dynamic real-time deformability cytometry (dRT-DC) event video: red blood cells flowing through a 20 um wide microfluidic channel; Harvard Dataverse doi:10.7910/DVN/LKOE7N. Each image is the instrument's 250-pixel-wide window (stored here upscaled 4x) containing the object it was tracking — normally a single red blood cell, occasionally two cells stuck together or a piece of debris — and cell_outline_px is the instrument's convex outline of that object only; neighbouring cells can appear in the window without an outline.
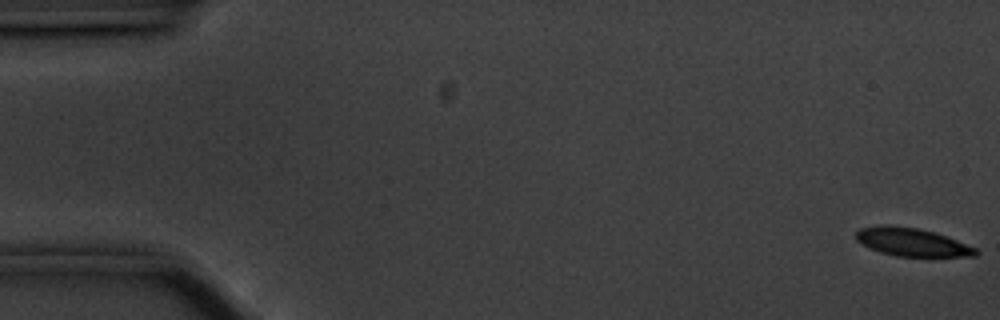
{"species": "common noctule bat (a hibernating species)", "species_latin": "Nyctalus noctula", "temperature_condition": "cold", "stored_images_in_passage": 57, "camera_frame_rate_fps": 3000, "um_per_image_px": 0.085, "animal": {"sex": "male", "body_mass_g": 20.1, "forearm_length_mm": 53.5}, "frame": {"image": 1, "passage_image": 1, "time_ms": 0.0, "image_size_px": [1000, 320], "cell_outline_px": [[980, 252], [976, 256], [896, 256], [880, 252], [868, 248], [856, 240], [856, 232], [860, 228], [884, 224], [888, 224], [920, 228], [956, 240], [976, 248]], "centroid_in_image_um": [77.47, 20.57], "position_along_channel_um": 7.5, "area_um2": 19.59}}
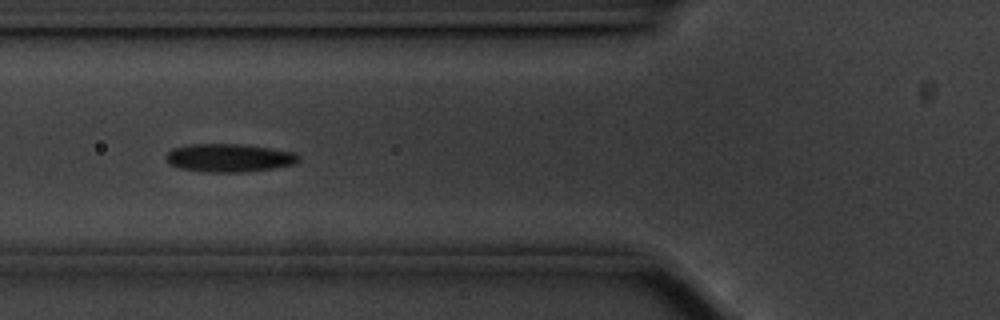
{"frame": {"image": 2, "passage_image": 21, "time_ms": 6.667, "image_size_px": [1000, 320], "cell_outline_px": [[300, 160], [292, 164], [272, 168], [244, 172], [200, 172], [180, 168], [168, 164], [164, 156], [172, 148], [188, 144], [240, 144], [272, 148], [296, 152], [300, 156]], "centroid_in_image_um": [19.44, 13.41], "position_along_channel_um": 106.4, "area_um2": 22.02}}
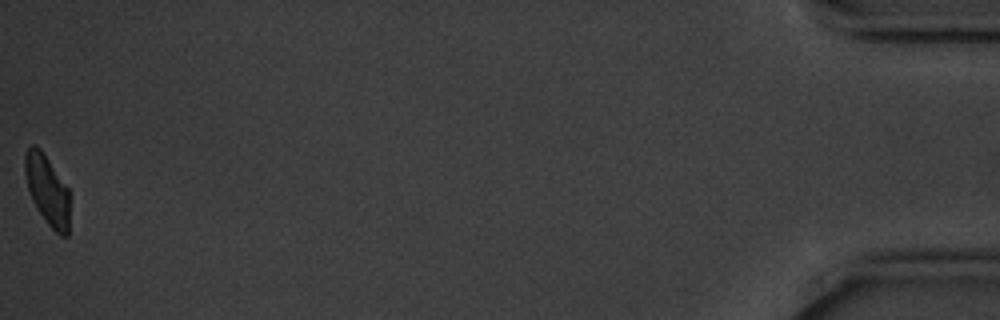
{"frame": {"image": 3, "passage_image": 57, "time_ms": 18.667, "image_size_px": [1000, 320], "cell_outline_px": [[68, 236], [60, 236], [48, 224], [36, 208], [32, 200], [28, 188], [24, 172], [24, 152], [32, 144], [40, 148], [68, 188]], "centroid_in_image_um": [3.99, 16.13], "position_along_channel_um": 431.2, "area_um2": 18.03}}